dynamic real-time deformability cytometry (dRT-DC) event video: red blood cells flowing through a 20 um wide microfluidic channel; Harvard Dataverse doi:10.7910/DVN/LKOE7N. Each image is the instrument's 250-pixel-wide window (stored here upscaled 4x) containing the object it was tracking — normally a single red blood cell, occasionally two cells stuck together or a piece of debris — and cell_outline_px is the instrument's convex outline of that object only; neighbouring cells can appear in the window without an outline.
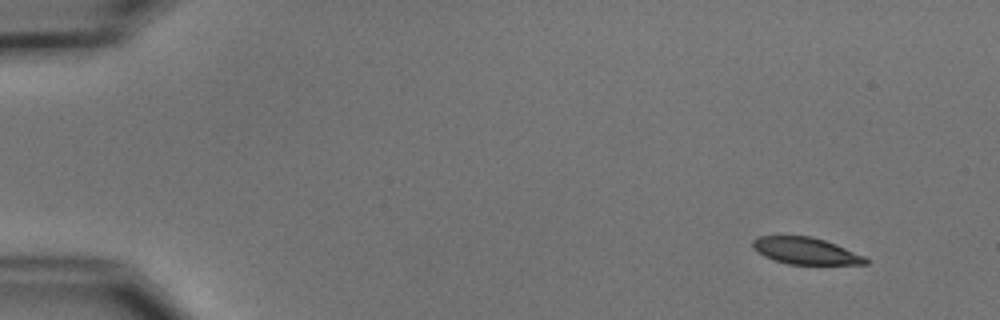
{"species": "common noctule bat (a hibernating species)", "species_latin": "Nyctalus noctula", "temperature_condition": "cold", "stored_images_in_passage": 4, "camera_frame_rate_fps": 3000, "um_per_image_px": 0.085, "animal": {"sex": "male", "body_mass_g": 15.6}, "frame": {"image": 1, "passage_image": 1, "time_ms": 0.0, "image_size_px": [1000, 320], "cell_outline_px": [[868, 264], [788, 264], [764, 256], [752, 248], [752, 240], [760, 236], [812, 236], [836, 244], [864, 256], [868, 260]], "centroid_in_image_um": [68.46, 21.32], "position_along_channel_um": 16.5, "area_um2": 17.46}}
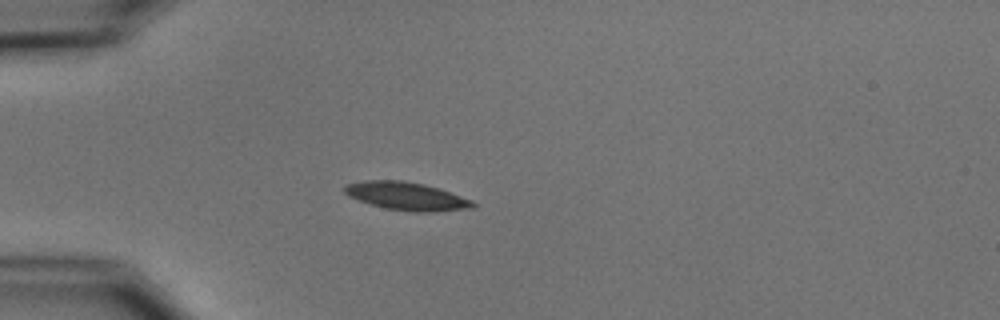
{"frame": {"image": 2, "passage_image": 4, "time_ms": 3.667, "image_size_px": [1000, 320], "cell_outline_px": [[476, 204], [472, 208], [436, 212], [416, 212], [384, 208], [348, 196], [344, 192], [344, 188], [348, 184], [364, 180], [400, 180], [424, 184], [440, 188], [472, 200]], "centroid_in_image_um": [34.59, 16.67], "position_along_channel_um": 50.4, "area_um2": 20.92}}